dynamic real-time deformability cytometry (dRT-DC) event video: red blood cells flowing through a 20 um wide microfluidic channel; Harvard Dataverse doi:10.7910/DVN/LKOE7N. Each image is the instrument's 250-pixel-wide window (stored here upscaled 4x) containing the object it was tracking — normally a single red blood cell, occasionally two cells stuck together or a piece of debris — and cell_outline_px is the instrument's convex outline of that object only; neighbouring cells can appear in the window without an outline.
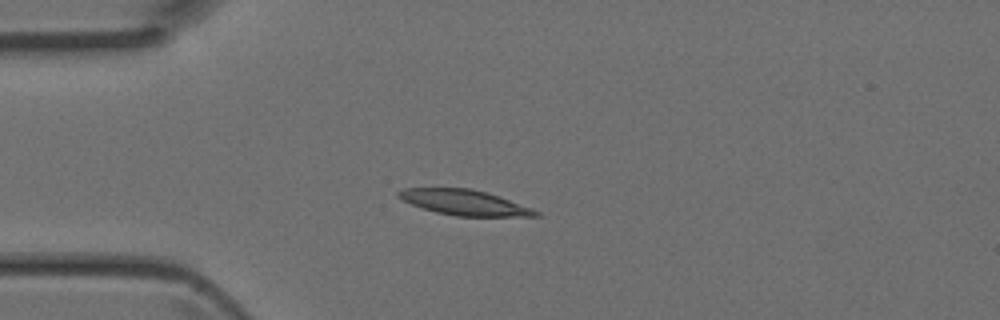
{"species": "Egyptian fruit bat (a non-hibernating species)", "species_latin": "Rousettus aegyptiacus", "temperature_condition": "room temperature", "stored_images_in_passage": 3, "camera_frame_rate_fps": 3000, "um_per_image_px": 0.085, "animal": {"sex": "female"}, "frame": {"image": 1, "passage_image": 2, "time_ms": 0.333, "image_size_px": [1000, 320], "cell_outline_px": [[540, 216], [456, 216], [436, 212], [412, 204], [396, 196], [396, 192], [404, 188], [468, 188], [484, 192], [532, 208], [540, 212]], "centroid_in_image_um": [39.44, 17.21], "position_along_channel_um": 45.6, "area_um2": 19.83}}